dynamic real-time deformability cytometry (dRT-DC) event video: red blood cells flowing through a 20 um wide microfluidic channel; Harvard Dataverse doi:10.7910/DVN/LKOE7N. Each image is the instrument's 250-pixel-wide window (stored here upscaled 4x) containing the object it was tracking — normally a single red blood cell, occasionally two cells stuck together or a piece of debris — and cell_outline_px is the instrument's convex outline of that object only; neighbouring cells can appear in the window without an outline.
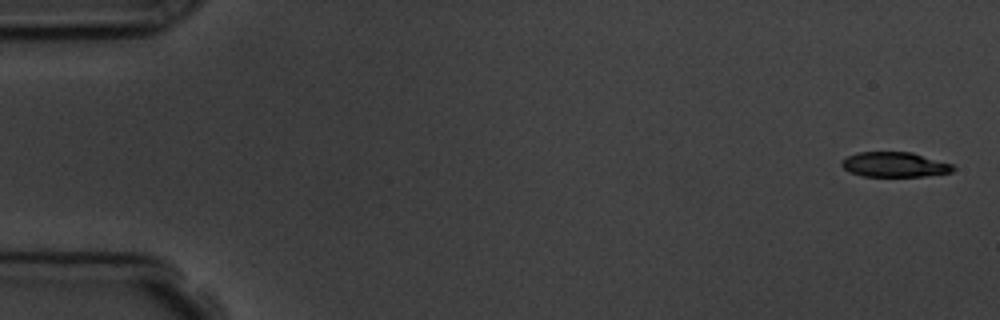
{"species": "common noctule bat (a hibernating species)", "species_latin": "Nyctalus noctula", "temperature_condition": "room temperature", "stored_images_in_passage": 5, "camera_frame_rate_fps": 3000, "um_per_image_px": 0.085, "animal": {"sex": "male", "body_mass_g": 19.5, "forearm_length_mm": 54.6}, "frame": {"image": 1, "passage_image": 1, "time_ms": 0.0, "image_size_px": [1000, 320], "cell_outline_px": [[956, 168], [952, 172], [924, 176], [860, 176], [844, 168], [840, 164], [840, 160], [856, 152], [912, 152], [952, 164]], "centroid_in_image_um": [76.03, 13.98], "position_along_channel_um": 9.0, "area_um2": 16.18}}
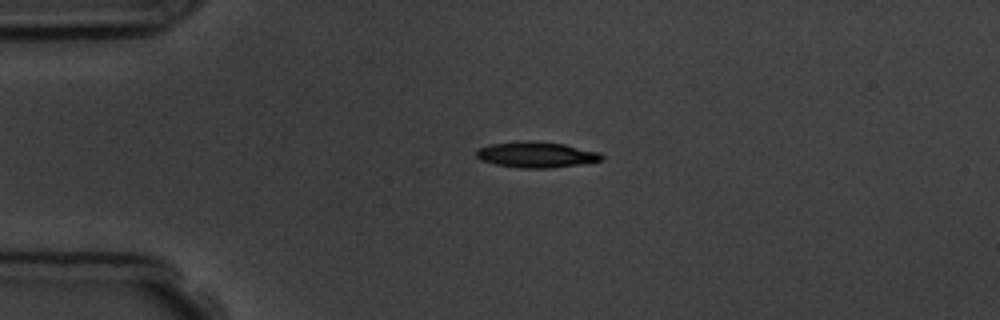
{"frame": {"image": 2, "passage_image": 4, "time_ms": 3.667, "image_size_px": [1000, 320], "cell_outline_px": [[604, 160], [580, 164], [552, 168], [520, 168], [496, 164], [480, 160], [476, 156], [476, 148], [492, 144], [520, 140], [540, 140], [564, 144], [600, 152], [604, 156]], "centroid_in_image_um": [45.59, 13.13], "position_along_channel_um": 39.4, "area_um2": 19.19}}